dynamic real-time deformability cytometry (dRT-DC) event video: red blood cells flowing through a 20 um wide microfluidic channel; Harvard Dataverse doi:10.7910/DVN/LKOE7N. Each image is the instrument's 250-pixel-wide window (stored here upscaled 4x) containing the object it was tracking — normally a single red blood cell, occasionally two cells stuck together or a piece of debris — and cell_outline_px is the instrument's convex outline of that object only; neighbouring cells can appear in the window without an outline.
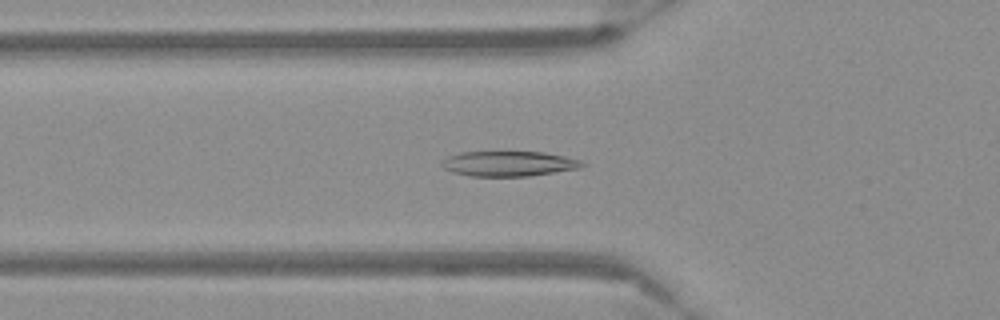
{"species": "Egyptian fruit bat (a non-hibernating species)", "species_latin": "Rousettus aegyptiacus", "temperature_condition": "warm", "stored_images_in_passage": 55, "camera_frame_rate_fps": 3000, "um_per_image_px": 0.085, "frame": {"image": 1, "passage_image": 20, "time_ms": 6.333, "image_size_px": [1000, 320], "cell_outline_px": [[588, 164], [580, 168], [528, 176], [472, 176], [452, 172], [444, 168], [440, 164], [444, 156], [460, 152], [544, 152], [564, 156], [580, 160]], "centroid_in_image_um": [43.21, 13.9], "position_along_channel_um": 82.6, "area_um2": 20.63}}
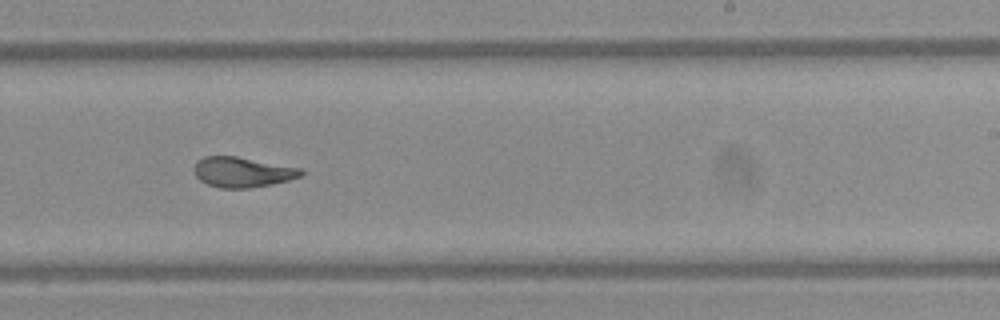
{"frame": {"image": 2, "passage_image": 35, "time_ms": 11.333, "image_size_px": [1000, 320], "cell_outline_px": [[304, 176], [288, 180], [248, 188], [220, 188], [208, 184], [200, 180], [196, 176], [192, 168], [196, 160], [204, 156], [236, 156], [304, 168]], "centroid_in_image_um": [20.61, 14.61], "position_along_channel_um": 268.4, "area_um2": 19.02}}
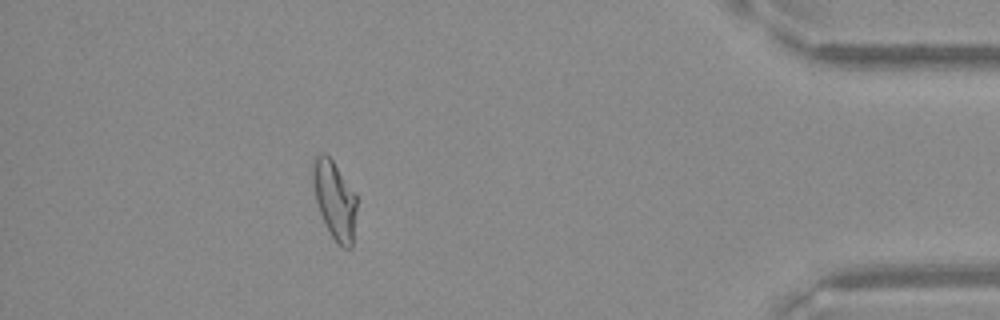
{"frame": {"image": 3, "passage_image": 50, "time_ms": 16.333, "image_size_px": [1000, 320], "cell_outline_px": [[356, 208], [352, 248], [344, 248], [336, 244], [320, 212], [316, 200], [312, 184], [312, 160], [320, 152], [324, 152], [332, 160], [356, 192]], "centroid_in_image_um": [28.44, 16.96], "position_along_channel_um": 406.8, "area_um2": 20.06}}